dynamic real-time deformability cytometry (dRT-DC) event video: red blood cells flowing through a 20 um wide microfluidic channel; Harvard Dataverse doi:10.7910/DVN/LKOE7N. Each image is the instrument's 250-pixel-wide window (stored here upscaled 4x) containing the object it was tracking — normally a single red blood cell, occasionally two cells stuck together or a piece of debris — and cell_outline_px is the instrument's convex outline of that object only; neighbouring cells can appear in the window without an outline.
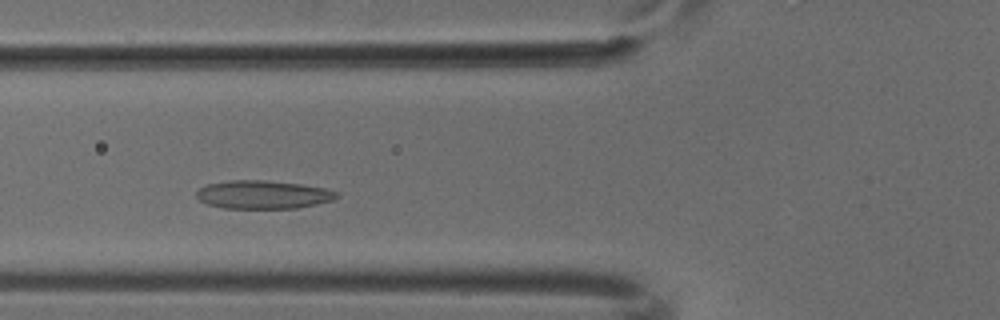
{"species": "common noctule bat (a hibernating species)", "species_latin": "Nyctalus noctula", "temperature_condition": "cold", "stored_images_in_passage": 4, "camera_frame_rate_fps": 3000, "um_per_image_px": 0.085, "animal": {"sex": "male", "body_mass_g": 18.8}, "frame": {"image": 1, "passage_image": 4, "time_ms": 1.0, "image_size_px": [1000, 320], "cell_outline_px": [[340, 196], [332, 200], [316, 204], [296, 208], [224, 208], [208, 204], [200, 200], [196, 196], [196, 192], [200, 188], [208, 184], [228, 180], [264, 180], [300, 184], [324, 188], [336, 192]], "centroid_in_image_um": [22.34, 16.54], "position_along_channel_um": 103.5, "area_um2": 22.95}}